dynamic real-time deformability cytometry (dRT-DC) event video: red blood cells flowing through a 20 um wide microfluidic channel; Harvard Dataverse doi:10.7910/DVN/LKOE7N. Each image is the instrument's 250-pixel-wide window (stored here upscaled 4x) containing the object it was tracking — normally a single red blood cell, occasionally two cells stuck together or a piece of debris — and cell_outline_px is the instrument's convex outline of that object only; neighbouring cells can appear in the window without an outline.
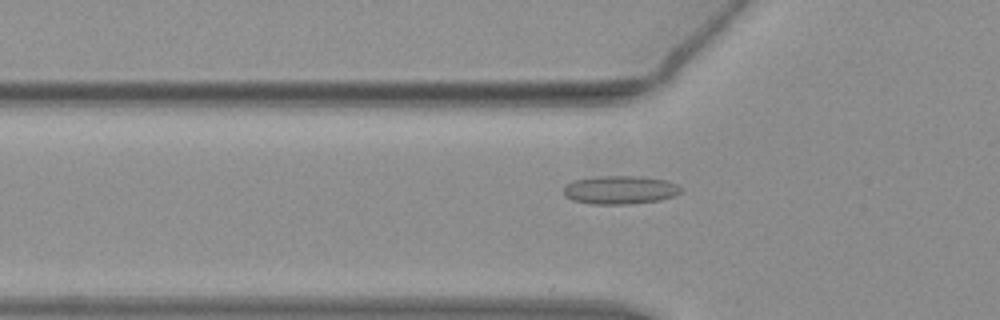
{"species": "common noctule bat (a hibernating species)", "species_latin": "Nyctalus noctula", "temperature_condition": "warm", "stored_images_in_passage": 55, "camera_frame_rate_fps": 3000, "um_per_image_px": 0.085, "animal": {"sex": "female", "body_mass_g": 19.3, "forearm_length_mm": 54.1}, "frame": {"image": 1, "passage_image": 19, "time_ms": 6.0, "image_size_px": [1000, 320], "cell_outline_px": [[684, 188], [680, 192], [672, 196], [660, 200], [628, 204], [592, 204], [572, 200], [564, 196], [564, 188], [572, 180], [596, 176], [640, 176], [668, 180]], "centroid_in_image_um": [52.71, 16.13], "position_along_channel_um": 73.1, "area_um2": 19.54}}
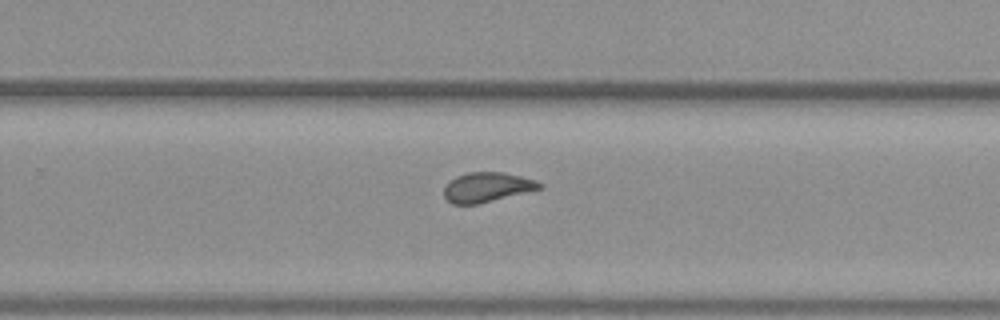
{"frame": {"image": 2, "passage_image": 36, "time_ms": 11.667, "image_size_px": [1000, 320], "cell_outline_px": [[544, 188], [476, 204], [452, 204], [444, 196], [444, 188], [448, 180], [456, 176], [468, 172], [504, 172], [536, 180], [544, 184]], "centroid_in_image_um": [41.4, 15.9], "position_along_channel_um": 288.4, "area_um2": 16.59}}
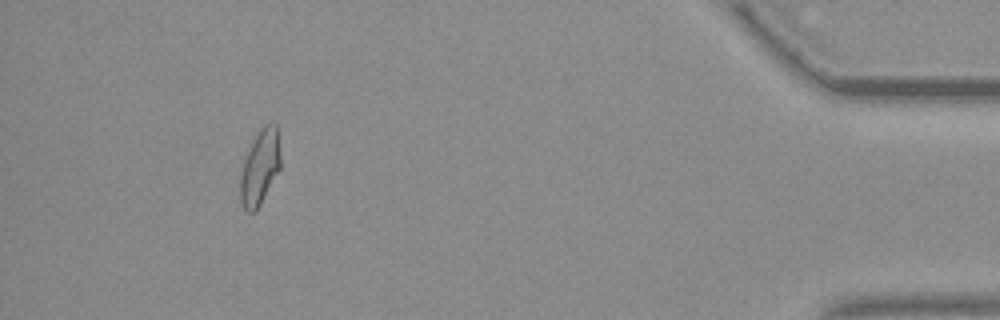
{"frame": {"image": 3, "passage_image": 51, "time_ms": 16.667, "image_size_px": [1000, 320], "cell_outline_px": [[280, 168], [256, 212], [248, 212], [240, 204], [240, 172], [244, 160], [252, 140], [256, 132], [264, 124], [276, 124], [280, 152]], "centroid_in_image_um": [22.07, 14.23], "position_along_channel_um": 413.1, "area_um2": 17.69}, "authors_computed_cell_mechanics": {"area_um2": 17.6868, "velocity_mm_per_s": 3.7871, "shape_relaxation_time_tau1_ms": null, "shape_relaxation_time_tau2_ms": 0.8081, "deformation_change_tau1": null, "deformation_change_tau2": 0.0831}}